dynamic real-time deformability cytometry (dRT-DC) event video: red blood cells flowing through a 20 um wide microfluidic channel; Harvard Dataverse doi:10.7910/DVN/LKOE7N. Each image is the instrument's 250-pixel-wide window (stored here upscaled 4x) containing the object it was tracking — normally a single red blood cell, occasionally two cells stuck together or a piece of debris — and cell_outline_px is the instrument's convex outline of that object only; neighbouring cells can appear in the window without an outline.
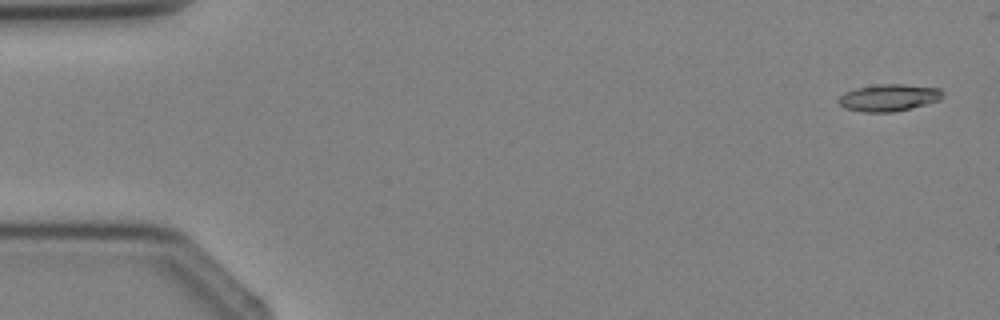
{"species": "Egyptian fruit bat (a non-hibernating species)", "species_latin": "Rousettus aegyptiacus", "temperature_condition": "cold", "stored_images_in_passage": 4, "camera_frame_rate_fps": 3000, "um_per_image_px": 0.085, "animal": {"sex": "female"}, "frame": {"image": 1, "passage_image": 1, "time_ms": 0.0, "image_size_px": [1000, 320], "cell_outline_px": [[944, 96], [940, 100], [912, 108], [892, 112], [864, 112], [844, 108], [836, 100], [844, 92], [856, 88], [880, 84], [904, 84], [940, 88], [944, 92]], "centroid_in_image_um": [75.57, 8.3], "position_along_channel_um": 9.4, "area_um2": 16.53}}
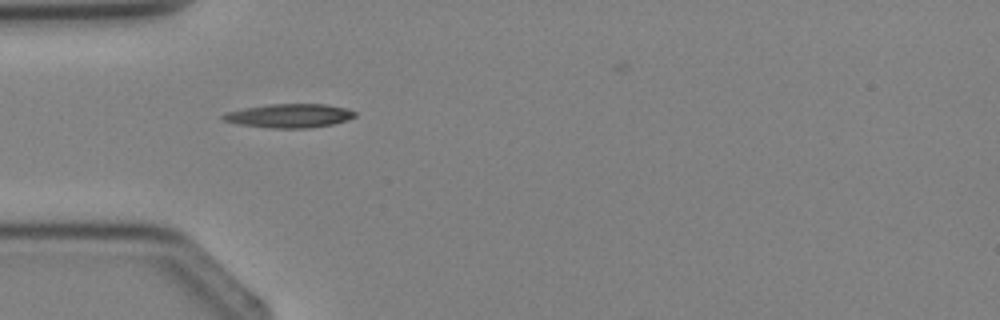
{"frame": {"image": 2, "passage_image": 4, "time_ms": 3.333, "image_size_px": [1000, 320], "cell_outline_px": [[356, 116], [348, 120], [332, 124], [308, 128], [268, 128], [240, 124], [224, 120], [220, 116], [224, 112], [244, 108], [272, 104], [324, 104], [344, 108], [356, 112]], "centroid_in_image_um": [24.58, 9.84], "position_along_channel_um": 60.4, "area_um2": 18.21}}